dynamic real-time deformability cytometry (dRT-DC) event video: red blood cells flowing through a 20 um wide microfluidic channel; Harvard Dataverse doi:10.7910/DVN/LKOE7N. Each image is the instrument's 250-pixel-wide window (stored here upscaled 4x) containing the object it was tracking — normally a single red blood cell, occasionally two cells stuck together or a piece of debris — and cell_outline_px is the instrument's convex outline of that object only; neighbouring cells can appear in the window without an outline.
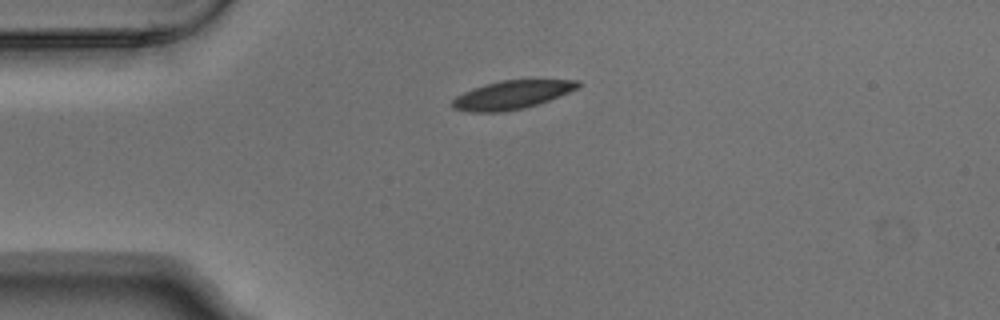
{"species": "Egyptian fruit bat (a non-hibernating species)", "species_latin": "Rousettus aegyptiacus", "temperature_condition": "warm", "stored_images_in_passage": 2, "camera_frame_rate_fps": 3000, "um_per_image_px": 0.085, "animal": {"sex": "male"}, "frame": {"image": 1, "passage_image": 1, "time_ms": 0.0, "image_size_px": [1000, 320], "cell_outline_px": [[580, 84], [576, 88], [560, 96], [524, 108], [504, 112], [468, 112], [452, 108], [452, 100], [456, 96], [472, 88], [500, 80], [580, 80]], "centroid_in_image_um": [43.46, 8.07], "position_along_channel_um": 41.5, "area_um2": 20.69}}